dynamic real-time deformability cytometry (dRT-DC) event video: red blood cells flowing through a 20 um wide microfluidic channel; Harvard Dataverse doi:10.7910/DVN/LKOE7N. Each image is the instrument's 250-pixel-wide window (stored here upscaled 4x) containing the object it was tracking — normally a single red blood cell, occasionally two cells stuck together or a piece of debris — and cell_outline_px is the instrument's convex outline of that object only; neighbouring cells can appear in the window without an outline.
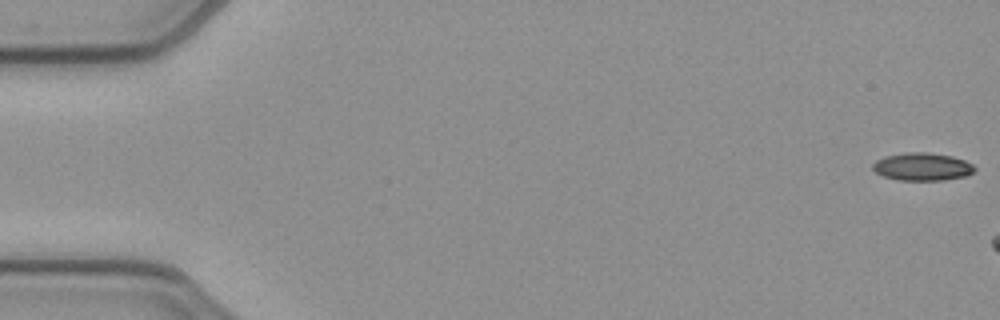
{"species": "common noctule bat (a hibernating species)", "species_latin": "Nyctalus noctula", "temperature_condition": "cold", "stored_images_in_passage": 6, "camera_frame_rate_fps": 3000, "um_per_image_px": 0.085, "animal": {"sex": "female", "body_mass_g": 21.9}, "frame": {"image": 1, "passage_image": 1, "time_ms": 0.0, "image_size_px": [1000, 320], "cell_outline_px": [[976, 168], [972, 172], [964, 176], [944, 180], [896, 180], [884, 176], [876, 172], [872, 168], [872, 164], [876, 160], [884, 156], [904, 152], [928, 152], [952, 156], [964, 160], [972, 164]], "centroid_in_image_um": [78.36, 14.16], "position_along_channel_um": 6.6, "area_um2": 16.53}}